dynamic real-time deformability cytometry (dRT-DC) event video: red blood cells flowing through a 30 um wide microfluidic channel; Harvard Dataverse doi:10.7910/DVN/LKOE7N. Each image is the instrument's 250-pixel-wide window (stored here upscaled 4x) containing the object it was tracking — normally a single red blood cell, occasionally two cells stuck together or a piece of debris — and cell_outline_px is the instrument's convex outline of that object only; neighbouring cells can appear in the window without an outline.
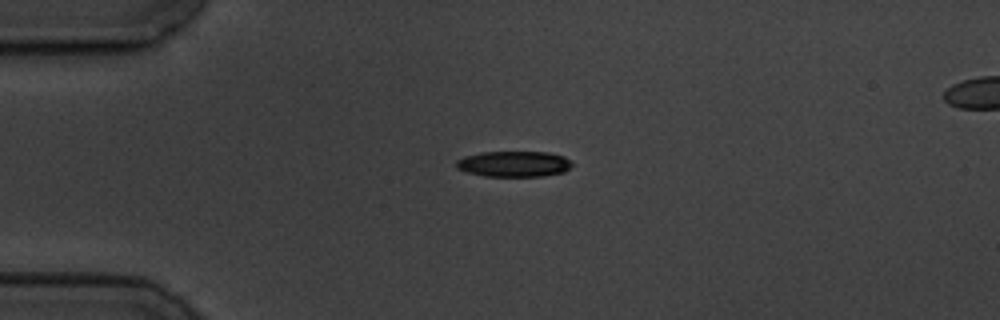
{"species": "common noctule bat (a hibernating species)", "species_latin": "Nyctalus noctula", "temperature_condition": "cold", "stored_images_in_passage": 3, "segment_of_instrument_passage": [1, 2], "camera_frame_rate_fps": 3000, "um_per_image_px": 0.085, "animal": {"sex": "male", "body_mass_g": 19.5, "forearm_length_mm": 54.6}, "frame": {"image": 1, "passage_image": 1, "time_ms": 0.0, "image_size_px": [1000, 320], "cell_outline_px": [[572, 164], [564, 172], [544, 176], [484, 176], [468, 172], [456, 168], [456, 160], [464, 156], [480, 152], [548, 152], [564, 156], [572, 160]], "centroid_in_image_um": [43.69, 13.93], "position_along_channel_um": 41.3, "area_um2": 17.46}}